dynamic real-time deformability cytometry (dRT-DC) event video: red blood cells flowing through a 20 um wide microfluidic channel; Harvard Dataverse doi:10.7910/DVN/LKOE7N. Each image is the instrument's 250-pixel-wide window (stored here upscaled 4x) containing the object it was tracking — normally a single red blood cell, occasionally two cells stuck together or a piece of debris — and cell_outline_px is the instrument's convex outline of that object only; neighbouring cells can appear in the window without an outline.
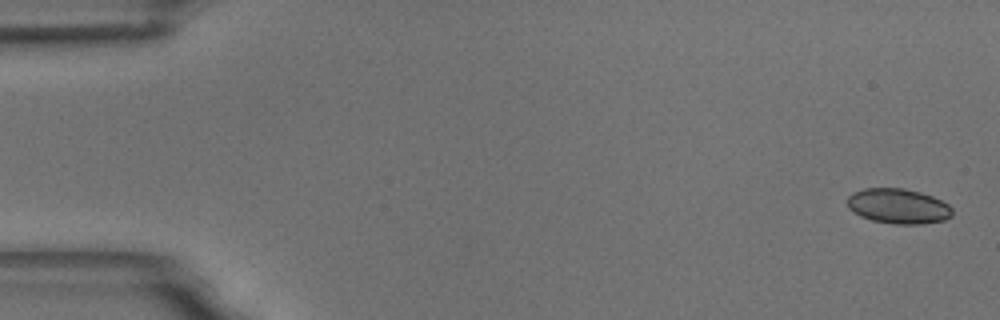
{"species": "common noctule bat (a hibernating species)", "species_latin": "Nyctalus noctula", "temperature_condition": "room temperature", "stored_images_in_passage": 58, "camera_frame_rate_fps": 3000, "um_per_image_px": 0.085, "animal": {"sex": "male", "body_mass_g": 18.8}, "frame": {"image": 1, "passage_image": 1, "time_ms": 0.0, "image_size_px": [1000, 320], "cell_outline_px": [[952, 216], [944, 220], [924, 224], [892, 224], [872, 220], [860, 216], [852, 212], [848, 208], [848, 196], [852, 192], [864, 188], [904, 188], [920, 192], [932, 196], [948, 204], [952, 208]], "centroid_in_image_um": [76.34, 17.52], "position_along_channel_um": 8.7, "area_um2": 21.62}}
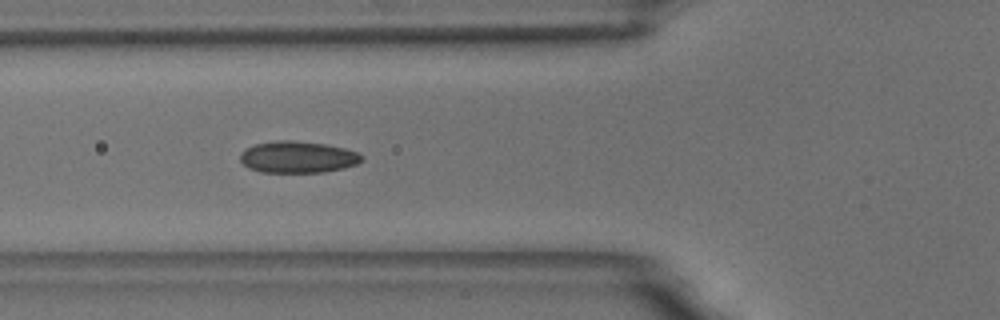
{"frame": {"image": 2, "passage_image": 21, "time_ms": 6.667, "image_size_px": [1000, 320], "cell_outline_px": [[364, 160], [356, 164], [344, 168], [324, 172], [260, 172], [248, 168], [240, 160], [240, 152], [244, 148], [256, 144], [276, 140], [292, 140], [324, 144], [344, 148], [360, 152], [364, 156]], "centroid_in_image_um": [25.32, 13.35], "position_along_channel_um": 100.5, "area_um2": 22.66}}
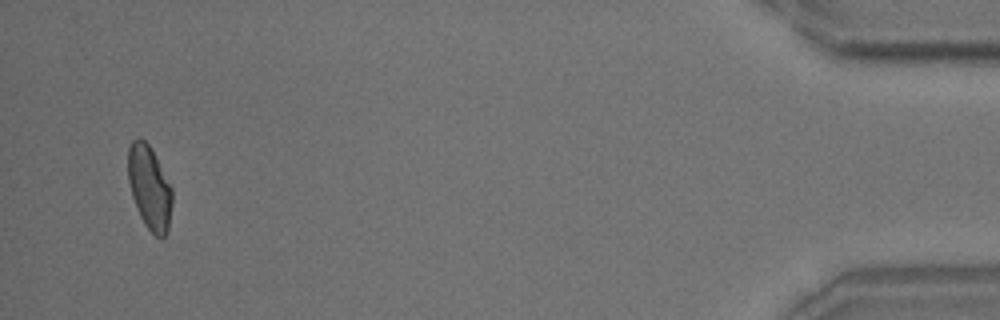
{"frame": {"image": 3, "passage_image": 56, "time_ms": 18.333, "image_size_px": [1000, 320], "cell_outline_px": [[172, 204], [168, 228], [164, 236], [160, 240], [144, 224], [140, 216], [132, 196], [128, 180], [128, 148], [132, 140], [144, 140], [152, 148], [172, 188]], "centroid_in_image_um": [12.71, 15.95], "position_along_channel_um": 422.5, "area_um2": 21.44}, "authors_computed_cell_mechanics": {"area_um2": 21.8484, "velocity_mm_per_s": 3.4489, "shape_relaxation_time_tau1_ms": 7.3845, "shape_relaxation_time_tau2_ms": 1.3901, "deformation_change_tau1": 0.1307, "deformation_change_tau2": 0.0599}}